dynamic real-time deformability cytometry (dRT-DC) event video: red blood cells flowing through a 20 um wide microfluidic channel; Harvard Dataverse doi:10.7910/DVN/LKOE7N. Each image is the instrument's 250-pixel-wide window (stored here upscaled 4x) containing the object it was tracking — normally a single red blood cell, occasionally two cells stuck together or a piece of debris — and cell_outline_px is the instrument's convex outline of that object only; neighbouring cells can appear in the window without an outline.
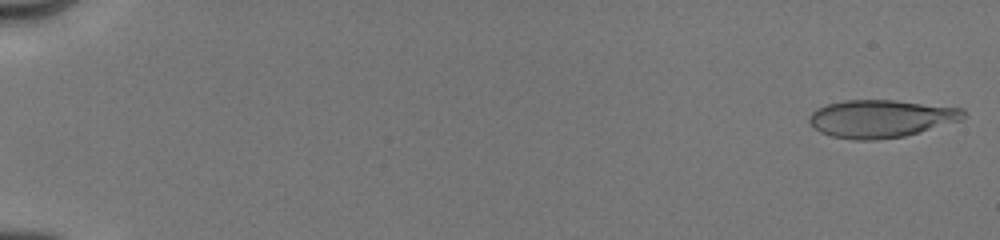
{"species": "human", "species_latin": "Homo sapiens", "temperature_condition": "cold", "stored_images_in_passage": 18, "camera_frame_rate_fps": 3000, "um_per_image_px": 0.085, "donor": {"sex": "male"}, "frame": {"image": 1, "passage_image": 1, "time_ms": 0.0, "image_size_px": [1000, 240], "cell_outline_px": [[968, 116], [964, 120], [920, 132], [904, 136], [876, 140], [852, 140], [832, 136], [820, 132], [808, 120], [808, 116], [816, 108], [828, 104], [844, 100], [892, 100], [964, 108]], "centroid_in_image_um": [74.93, 10.08], "position_along_channel_um": 10.1, "area_um2": 34.16}}
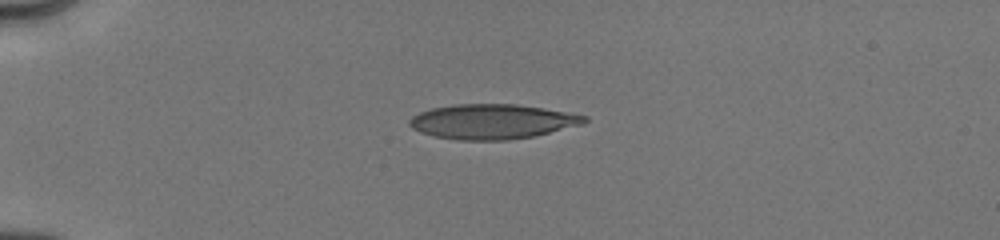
{"frame": {"image": 2, "passage_image": 13, "time_ms": 4.333, "image_size_px": [1000, 240], "cell_outline_px": [[588, 120], [584, 124], [532, 136], [508, 140], [460, 140], [432, 136], [420, 132], [412, 128], [408, 124], [408, 120], [412, 116], [420, 112], [432, 108], [452, 104], [516, 104], [544, 108], [588, 116]], "centroid_in_image_um": [41.82, 10.33], "position_along_channel_um": 43.2, "area_um2": 35.55}}
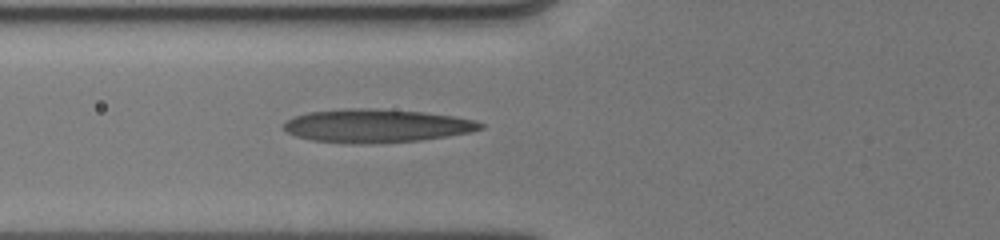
{"frame": {"image": 3, "passage_image": 18, "time_ms": 6.667, "image_size_px": [1000, 240], "cell_outline_px": [[484, 128], [472, 132], [448, 136], [420, 140], [312, 140], [296, 136], [288, 132], [284, 128], [284, 120], [308, 112], [344, 108], [364, 108], [424, 112], [452, 116], [476, 120], [484, 124]], "centroid_in_image_um": [32.06, 10.63], "position_along_channel_um": 93.7, "area_um2": 36.53}}